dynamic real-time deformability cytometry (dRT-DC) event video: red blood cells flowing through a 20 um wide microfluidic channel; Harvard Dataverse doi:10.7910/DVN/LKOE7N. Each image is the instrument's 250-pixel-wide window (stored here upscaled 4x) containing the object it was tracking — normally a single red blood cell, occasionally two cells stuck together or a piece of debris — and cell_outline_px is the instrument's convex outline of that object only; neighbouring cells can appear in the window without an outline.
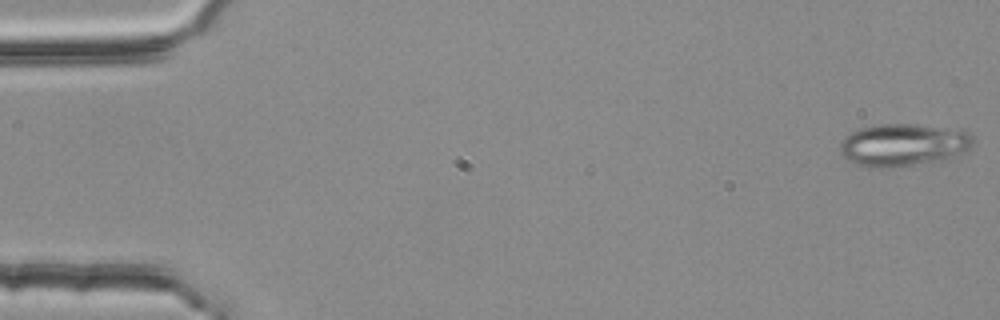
{"species": "common noctule bat (a hibernating species)", "species_latin": "Nyctalus noctula", "temperature_condition": "room temperature", "stored_images_in_passage": 4, "camera_frame_rate_fps": 3000, "um_per_image_px": 0.085, "animal": {"sex": "female", "body_mass_g": 25.1}, "frame": {"image": 1, "passage_image": 1, "time_ms": 0.0, "image_size_px": [1000, 320], "cell_outline_px": [[972, 144], [968, 148], [952, 156], [940, 160], [884, 168], [876, 168], [856, 164], [848, 160], [840, 152], [840, 144], [852, 132], [860, 128], [876, 124], [916, 124], [964, 128], [972, 136]], "centroid_in_image_um": [76.79, 12.28], "position_along_channel_um": 8.2, "area_um2": 32.71}}